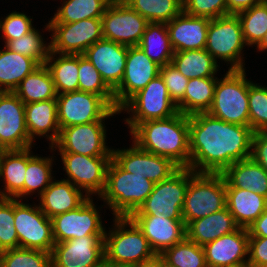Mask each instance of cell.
Instances as JSON below:
<instances>
[{
	"label": "cell",
	"instance_id": "obj_28",
	"mask_svg": "<svg viewBox=\"0 0 267 267\" xmlns=\"http://www.w3.org/2000/svg\"><path fill=\"white\" fill-rule=\"evenodd\" d=\"M25 121L26 127L33 141L34 135L44 136L52 131L49 136L51 149L58 140L60 127L57 119V99L33 102L25 104Z\"/></svg>",
	"mask_w": 267,
	"mask_h": 267
},
{
	"label": "cell",
	"instance_id": "obj_35",
	"mask_svg": "<svg viewBox=\"0 0 267 267\" xmlns=\"http://www.w3.org/2000/svg\"><path fill=\"white\" fill-rule=\"evenodd\" d=\"M171 64L188 79L214 77L218 67L205 49L174 52Z\"/></svg>",
	"mask_w": 267,
	"mask_h": 267
},
{
	"label": "cell",
	"instance_id": "obj_57",
	"mask_svg": "<svg viewBox=\"0 0 267 267\" xmlns=\"http://www.w3.org/2000/svg\"><path fill=\"white\" fill-rule=\"evenodd\" d=\"M161 267H173V266H170L168 263H166V262L161 258Z\"/></svg>",
	"mask_w": 267,
	"mask_h": 267
},
{
	"label": "cell",
	"instance_id": "obj_17",
	"mask_svg": "<svg viewBox=\"0 0 267 267\" xmlns=\"http://www.w3.org/2000/svg\"><path fill=\"white\" fill-rule=\"evenodd\" d=\"M106 131L103 121L74 125L60 129L58 140L54 143L60 153H77L86 156H112L106 147Z\"/></svg>",
	"mask_w": 267,
	"mask_h": 267
},
{
	"label": "cell",
	"instance_id": "obj_20",
	"mask_svg": "<svg viewBox=\"0 0 267 267\" xmlns=\"http://www.w3.org/2000/svg\"><path fill=\"white\" fill-rule=\"evenodd\" d=\"M133 144L129 149L112 150V159L123 170L143 176L157 184L168 179L179 169L169 158L149 153Z\"/></svg>",
	"mask_w": 267,
	"mask_h": 267
},
{
	"label": "cell",
	"instance_id": "obj_11",
	"mask_svg": "<svg viewBox=\"0 0 267 267\" xmlns=\"http://www.w3.org/2000/svg\"><path fill=\"white\" fill-rule=\"evenodd\" d=\"M14 226L19 247L51 253L55 244L52 220L39 206L31 207L14 198Z\"/></svg>",
	"mask_w": 267,
	"mask_h": 267
},
{
	"label": "cell",
	"instance_id": "obj_39",
	"mask_svg": "<svg viewBox=\"0 0 267 267\" xmlns=\"http://www.w3.org/2000/svg\"><path fill=\"white\" fill-rule=\"evenodd\" d=\"M173 267H208L203 246L185 238L159 255Z\"/></svg>",
	"mask_w": 267,
	"mask_h": 267
},
{
	"label": "cell",
	"instance_id": "obj_56",
	"mask_svg": "<svg viewBox=\"0 0 267 267\" xmlns=\"http://www.w3.org/2000/svg\"><path fill=\"white\" fill-rule=\"evenodd\" d=\"M131 0H109L110 3L115 4H128Z\"/></svg>",
	"mask_w": 267,
	"mask_h": 267
},
{
	"label": "cell",
	"instance_id": "obj_54",
	"mask_svg": "<svg viewBox=\"0 0 267 267\" xmlns=\"http://www.w3.org/2000/svg\"><path fill=\"white\" fill-rule=\"evenodd\" d=\"M134 267H161V257L156 256L154 259L141 263Z\"/></svg>",
	"mask_w": 267,
	"mask_h": 267
},
{
	"label": "cell",
	"instance_id": "obj_53",
	"mask_svg": "<svg viewBox=\"0 0 267 267\" xmlns=\"http://www.w3.org/2000/svg\"><path fill=\"white\" fill-rule=\"evenodd\" d=\"M228 14H237L243 10L249 9L262 3V0H226Z\"/></svg>",
	"mask_w": 267,
	"mask_h": 267
},
{
	"label": "cell",
	"instance_id": "obj_36",
	"mask_svg": "<svg viewBox=\"0 0 267 267\" xmlns=\"http://www.w3.org/2000/svg\"><path fill=\"white\" fill-rule=\"evenodd\" d=\"M54 55L55 53L50 51L45 64L51 73L57 95L78 91L79 55L60 54L56 61Z\"/></svg>",
	"mask_w": 267,
	"mask_h": 267
},
{
	"label": "cell",
	"instance_id": "obj_32",
	"mask_svg": "<svg viewBox=\"0 0 267 267\" xmlns=\"http://www.w3.org/2000/svg\"><path fill=\"white\" fill-rule=\"evenodd\" d=\"M24 104L56 99L54 82L46 64L28 74L14 90Z\"/></svg>",
	"mask_w": 267,
	"mask_h": 267
},
{
	"label": "cell",
	"instance_id": "obj_33",
	"mask_svg": "<svg viewBox=\"0 0 267 267\" xmlns=\"http://www.w3.org/2000/svg\"><path fill=\"white\" fill-rule=\"evenodd\" d=\"M217 78L189 79L184 97L176 104L180 113L192 115L207 112L213 103Z\"/></svg>",
	"mask_w": 267,
	"mask_h": 267
},
{
	"label": "cell",
	"instance_id": "obj_55",
	"mask_svg": "<svg viewBox=\"0 0 267 267\" xmlns=\"http://www.w3.org/2000/svg\"><path fill=\"white\" fill-rule=\"evenodd\" d=\"M257 48L261 51L267 49V32L265 33V36L262 41L257 45Z\"/></svg>",
	"mask_w": 267,
	"mask_h": 267
},
{
	"label": "cell",
	"instance_id": "obj_47",
	"mask_svg": "<svg viewBox=\"0 0 267 267\" xmlns=\"http://www.w3.org/2000/svg\"><path fill=\"white\" fill-rule=\"evenodd\" d=\"M183 11L210 20L228 15L226 0H183Z\"/></svg>",
	"mask_w": 267,
	"mask_h": 267
},
{
	"label": "cell",
	"instance_id": "obj_8",
	"mask_svg": "<svg viewBox=\"0 0 267 267\" xmlns=\"http://www.w3.org/2000/svg\"><path fill=\"white\" fill-rule=\"evenodd\" d=\"M246 45L237 14H228L210 20L205 50L215 59L229 61V70H244L241 51Z\"/></svg>",
	"mask_w": 267,
	"mask_h": 267
},
{
	"label": "cell",
	"instance_id": "obj_18",
	"mask_svg": "<svg viewBox=\"0 0 267 267\" xmlns=\"http://www.w3.org/2000/svg\"><path fill=\"white\" fill-rule=\"evenodd\" d=\"M160 74V66L138 46H128L126 66L120 85L113 91L115 109L120 108L138 91Z\"/></svg>",
	"mask_w": 267,
	"mask_h": 267
},
{
	"label": "cell",
	"instance_id": "obj_21",
	"mask_svg": "<svg viewBox=\"0 0 267 267\" xmlns=\"http://www.w3.org/2000/svg\"><path fill=\"white\" fill-rule=\"evenodd\" d=\"M128 46L102 38L82 54L114 91L121 83L126 66Z\"/></svg>",
	"mask_w": 267,
	"mask_h": 267
},
{
	"label": "cell",
	"instance_id": "obj_16",
	"mask_svg": "<svg viewBox=\"0 0 267 267\" xmlns=\"http://www.w3.org/2000/svg\"><path fill=\"white\" fill-rule=\"evenodd\" d=\"M55 243H61L87 235H105L102 221L92 199L88 197L74 210L51 218Z\"/></svg>",
	"mask_w": 267,
	"mask_h": 267
},
{
	"label": "cell",
	"instance_id": "obj_41",
	"mask_svg": "<svg viewBox=\"0 0 267 267\" xmlns=\"http://www.w3.org/2000/svg\"><path fill=\"white\" fill-rule=\"evenodd\" d=\"M79 91L101 96L112 108H115L113 91L103 81L93 64L82 54L79 55Z\"/></svg>",
	"mask_w": 267,
	"mask_h": 267
},
{
	"label": "cell",
	"instance_id": "obj_60",
	"mask_svg": "<svg viewBox=\"0 0 267 267\" xmlns=\"http://www.w3.org/2000/svg\"><path fill=\"white\" fill-rule=\"evenodd\" d=\"M3 151H4V149L0 146V158H1Z\"/></svg>",
	"mask_w": 267,
	"mask_h": 267
},
{
	"label": "cell",
	"instance_id": "obj_6",
	"mask_svg": "<svg viewBox=\"0 0 267 267\" xmlns=\"http://www.w3.org/2000/svg\"><path fill=\"white\" fill-rule=\"evenodd\" d=\"M249 81L244 70H228L223 80H217L210 115L225 122L249 126Z\"/></svg>",
	"mask_w": 267,
	"mask_h": 267
},
{
	"label": "cell",
	"instance_id": "obj_25",
	"mask_svg": "<svg viewBox=\"0 0 267 267\" xmlns=\"http://www.w3.org/2000/svg\"><path fill=\"white\" fill-rule=\"evenodd\" d=\"M226 207L240 228L248 227L267 209V198L226 181Z\"/></svg>",
	"mask_w": 267,
	"mask_h": 267
},
{
	"label": "cell",
	"instance_id": "obj_49",
	"mask_svg": "<svg viewBox=\"0 0 267 267\" xmlns=\"http://www.w3.org/2000/svg\"><path fill=\"white\" fill-rule=\"evenodd\" d=\"M170 98L177 104L185 94L189 79L183 76L171 63L160 67Z\"/></svg>",
	"mask_w": 267,
	"mask_h": 267
},
{
	"label": "cell",
	"instance_id": "obj_14",
	"mask_svg": "<svg viewBox=\"0 0 267 267\" xmlns=\"http://www.w3.org/2000/svg\"><path fill=\"white\" fill-rule=\"evenodd\" d=\"M103 37L126 46H138L149 23L128 4L110 3L103 16Z\"/></svg>",
	"mask_w": 267,
	"mask_h": 267
},
{
	"label": "cell",
	"instance_id": "obj_7",
	"mask_svg": "<svg viewBox=\"0 0 267 267\" xmlns=\"http://www.w3.org/2000/svg\"><path fill=\"white\" fill-rule=\"evenodd\" d=\"M189 183V168H179L168 179L154 185L140 208L130 216H159L183 220L182 208Z\"/></svg>",
	"mask_w": 267,
	"mask_h": 267
},
{
	"label": "cell",
	"instance_id": "obj_46",
	"mask_svg": "<svg viewBox=\"0 0 267 267\" xmlns=\"http://www.w3.org/2000/svg\"><path fill=\"white\" fill-rule=\"evenodd\" d=\"M18 247L14 226V198L0 197V252Z\"/></svg>",
	"mask_w": 267,
	"mask_h": 267
},
{
	"label": "cell",
	"instance_id": "obj_22",
	"mask_svg": "<svg viewBox=\"0 0 267 267\" xmlns=\"http://www.w3.org/2000/svg\"><path fill=\"white\" fill-rule=\"evenodd\" d=\"M249 233L246 228L223 235L203 246L208 267H240L248 263Z\"/></svg>",
	"mask_w": 267,
	"mask_h": 267
},
{
	"label": "cell",
	"instance_id": "obj_59",
	"mask_svg": "<svg viewBox=\"0 0 267 267\" xmlns=\"http://www.w3.org/2000/svg\"><path fill=\"white\" fill-rule=\"evenodd\" d=\"M0 267H3V262H2V258H1V253H0Z\"/></svg>",
	"mask_w": 267,
	"mask_h": 267
},
{
	"label": "cell",
	"instance_id": "obj_37",
	"mask_svg": "<svg viewBox=\"0 0 267 267\" xmlns=\"http://www.w3.org/2000/svg\"><path fill=\"white\" fill-rule=\"evenodd\" d=\"M109 0H68L58 8L49 23H72L84 19L101 18Z\"/></svg>",
	"mask_w": 267,
	"mask_h": 267
},
{
	"label": "cell",
	"instance_id": "obj_3",
	"mask_svg": "<svg viewBox=\"0 0 267 267\" xmlns=\"http://www.w3.org/2000/svg\"><path fill=\"white\" fill-rule=\"evenodd\" d=\"M155 183L123 170L113 159L107 168L106 187L100 196L115 217H129L153 191Z\"/></svg>",
	"mask_w": 267,
	"mask_h": 267
},
{
	"label": "cell",
	"instance_id": "obj_13",
	"mask_svg": "<svg viewBox=\"0 0 267 267\" xmlns=\"http://www.w3.org/2000/svg\"><path fill=\"white\" fill-rule=\"evenodd\" d=\"M67 179L78 189H84L86 196L98 193L101 196L106 187L107 168L112 156H86L77 153H60ZM88 193V195H87Z\"/></svg>",
	"mask_w": 267,
	"mask_h": 267
},
{
	"label": "cell",
	"instance_id": "obj_1",
	"mask_svg": "<svg viewBox=\"0 0 267 267\" xmlns=\"http://www.w3.org/2000/svg\"><path fill=\"white\" fill-rule=\"evenodd\" d=\"M253 133L250 126L231 124L208 112L189 115V168L196 173H223L251 157Z\"/></svg>",
	"mask_w": 267,
	"mask_h": 267
},
{
	"label": "cell",
	"instance_id": "obj_5",
	"mask_svg": "<svg viewBox=\"0 0 267 267\" xmlns=\"http://www.w3.org/2000/svg\"><path fill=\"white\" fill-rule=\"evenodd\" d=\"M225 207L226 180L222 173H196L189 168V183L182 208L185 225Z\"/></svg>",
	"mask_w": 267,
	"mask_h": 267
},
{
	"label": "cell",
	"instance_id": "obj_44",
	"mask_svg": "<svg viewBox=\"0 0 267 267\" xmlns=\"http://www.w3.org/2000/svg\"><path fill=\"white\" fill-rule=\"evenodd\" d=\"M0 253L3 267H51V255L43 250L18 247Z\"/></svg>",
	"mask_w": 267,
	"mask_h": 267
},
{
	"label": "cell",
	"instance_id": "obj_23",
	"mask_svg": "<svg viewBox=\"0 0 267 267\" xmlns=\"http://www.w3.org/2000/svg\"><path fill=\"white\" fill-rule=\"evenodd\" d=\"M128 218L142 231L157 256L186 238V225L183 220L159 216H129Z\"/></svg>",
	"mask_w": 267,
	"mask_h": 267
},
{
	"label": "cell",
	"instance_id": "obj_58",
	"mask_svg": "<svg viewBox=\"0 0 267 267\" xmlns=\"http://www.w3.org/2000/svg\"><path fill=\"white\" fill-rule=\"evenodd\" d=\"M97 267H112V266L109 265L108 263H106V262L104 261L102 264H100V265L97 266Z\"/></svg>",
	"mask_w": 267,
	"mask_h": 267
},
{
	"label": "cell",
	"instance_id": "obj_15",
	"mask_svg": "<svg viewBox=\"0 0 267 267\" xmlns=\"http://www.w3.org/2000/svg\"><path fill=\"white\" fill-rule=\"evenodd\" d=\"M105 235H87L55 243L51 267H97L105 261Z\"/></svg>",
	"mask_w": 267,
	"mask_h": 267
},
{
	"label": "cell",
	"instance_id": "obj_2",
	"mask_svg": "<svg viewBox=\"0 0 267 267\" xmlns=\"http://www.w3.org/2000/svg\"><path fill=\"white\" fill-rule=\"evenodd\" d=\"M130 131L139 148L169 158L179 168H189V115L178 112L166 119L148 120Z\"/></svg>",
	"mask_w": 267,
	"mask_h": 267
},
{
	"label": "cell",
	"instance_id": "obj_4",
	"mask_svg": "<svg viewBox=\"0 0 267 267\" xmlns=\"http://www.w3.org/2000/svg\"><path fill=\"white\" fill-rule=\"evenodd\" d=\"M115 222V230L104 236L106 263L112 267H134L157 256L148 239L131 219L115 217ZM128 224L130 229L125 230Z\"/></svg>",
	"mask_w": 267,
	"mask_h": 267
},
{
	"label": "cell",
	"instance_id": "obj_9",
	"mask_svg": "<svg viewBox=\"0 0 267 267\" xmlns=\"http://www.w3.org/2000/svg\"><path fill=\"white\" fill-rule=\"evenodd\" d=\"M131 108V109H130ZM133 112V117L126 119L132 130L137 124L166 119L177 114V105L170 98L164 79L159 74L142 90L133 95L121 108Z\"/></svg>",
	"mask_w": 267,
	"mask_h": 267
},
{
	"label": "cell",
	"instance_id": "obj_51",
	"mask_svg": "<svg viewBox=\"0 0 267 267\" xmlns=\"http://www.w3.org/2000/svg\"><path fill=\"white\" fill-rule=\"evenodd\" d=\"M251 150V158L267 171V131L253 133Z\"/></svg>",
	"mask_w": 267,
	"mask_h": 267
},
{
	"label": "cell",
	"instance_id": "obj_27",
	"mask_svg": "<svg viewBox=\"0 0 267 267\" xmlns=\"http://www.w3.org/2000/svg\"><path fill=\"white\" fill-rule=\"evenodd\" d=\"M88 196H83L80 189L70 181H52L40 195V209L50 219L80 206Z\"/></svg>",
	"mask_w": 267,
	"mask_h": 267
},
{
	"label": "cell",
	"instance_id": "obj_24",
	"mask_svg": "<svg viewBox=\"0 0 267 267\" xmlns=\"http://www.w3.org/2000/svg\"><path fill=\"white\" fill-rule=\"evenodd\" d=\"M210 19L182 11L166 23L174 52L205 49Z\"/></svg>",
	"mask_w": 267,
	"mask_h": 267
},
{
	"label": "cell",
	"instance_id": "obj_29",
	"mask_svg": "<svg viewBox=\"0 0 267 267\" xmlns=\"http://www.w3.org/2000/svg\"><path fill=\"white\" fill-rule=\"evenodd\" d=\"M27 163L28 148L3 151L0 158V177L4 178L6 192L0 191L1 198L16 199L24 196Z\"/></svg>",
	"mask_w": 267,
	"mask_h": 267
},
{
	"label": "cell",
	"instance_id": "obj_19",
	"mask_svg": "<svg viewBox=\"0 0 267 267\" xmlns=\"http://www.w3.org/2000/svg\"><path fill=\"white\" fill-rule=\"evenodd\" d=\"M26 121L25 104L14 92H0V146L4 150L32 145Z\"/></svg>",
	"mask_w": 267,
	"mask_h": 267
},
{
	"label": "cell",
	"instance_id": "obj_50",
	"mask_svg": "<svg viewBox=\"0 0 267 267\" xmlns=\"http://www.w3.org/2000/svg\"><path fill=\"white\" fill-rule=\"evenodd\" d=\"M248 267H267V237H249Z\"/></svg>",
	"mask_w": 267,
	"mask_h": 267
},
{
	"label": "cell",
	"instance_id": "obj_31",
	"mask_svg": "<svg viewBox=\"0 0 267 267\" xmlns=\"http://www.w3.org/2000/svg\"><path fill=\"white\" fill-rule=\"evenodd\" d=\"M39 66L34 59L5 46L4 51L0 50V92H14L20 82Z\"/></svg>",
	"mask_w": 267,
	"mask_h": 267
},
{
	"label": "cell",
	"instance_id": "obj_52",
	"mask_svg": "<svg viewBox=\"0 0 267 267\" xmlns=\"http://www.w3.org/2000/svg\"><path fill=\"white\" fill-rule=\"evenodd\" d=\"M249 237H267V209L248 227Z\"/></svg>",
	"mask_w": 267,
	"mask_h": 267
},
{
	"label": "cell",
	"instance_id": "obj_10",
	"mask_svg": "<svg viewBox=\"0 0 267 267\" xmlns=\"http://www.w3.org/2000/svg\"><path fill=\"white\" fill-rule=\"evenodd\" d=\"M56 99L60 129L103 120L120 112L94 93L78 90L58 94Z\"/></svg>",
	"mask_w": 267,
	"mask_h": 267
},
{
	"label": "cell",
	"instance_id": "obj_42",
	"mask_svg": "<svg viewBox=\"0 0 267 267\" xmlns=\"http://www.w3.org/2000/svg\"><path fill=\"white\" fill-rule=\"evenodd\" d=\"M30 149L31 147L28 148V163L24 179V196L30 195V193H33L39 188H41L39 190L41 195L52 182V159L31 156L29 152Z\"/></svg>",
	"mask_w": 267,
	"mask_h": 267
},
{
	"label": "cell",
	"instance_id": "obj_38",
	"mask_svg": "<svg viewBox=\"0 0 267 267\" xmlns=\"http://www.w3.org/2000/svg\"><path fill=\"white\" fill-rule=\"evenodd\" d=\"M128 5L148 22L168 23L183 11V0H131Z\"/></svg>",
	"mask_w": 267,
	"mask_h": 267
},
{
	"label": "cell",
	"instance_id": "obj_30",
	"mask_svg": "<svg viewBox=\"0 0 267 267\" xmlns=\"http://www.w3.org/2000/svg\"><path fill=\"white\" fill-rule=\"evenodd\" d=\"M222 175L232 187L248 189L267 198V171L251 157L233 163Z\"/></svg>",
	"mask_w": 267,
	"mask_h": 267
},
{
	"label": "cell",
	"instance_id": "obj_43",
	"mask_svg": "<svg viewBox=\"0 0 267 267\" xmlns=\"http://www.w3.org/2000/svg\"><path fill=\"white\" fill-rule=\"evenodd\" d=\"M9 50L34 59L39 65L45 64L51 46L43 43L42 36L35 28L19 39H13L5 45Z\"/></svg>",
	"mask_w": 267,
	"mask_h": 267
},
{
	"label": "cell",
	"instance_id": "obj_45",
	"mask_svg": "<svg viewBox=\"0 0 267 267\" xmlns=\"http://www.w3.org/2000/svg\"><path fill=\"white\" fill-rule=\"evenodd\" d=\"M249 126L253 132L267 131V87L249 81Z\"/></svg>",
	"mask_w": 267,
	"mask_h": 267
},
{
	"label": "cell",
	"instance_id": "obj_12",
	"mask_svg": "<svg viewBox=\"0 0 267 267\" xmlns=\"http://www.w3.org/2000/svg\"><path fill=\"white\" fill-rule=\"evenodd\" d=\"M47 30L54 31L51 52L81 55L103 37L101 18L84 19L72 23H48Z\"/></svg>",
	"mask_w": 267,
	"mask_h": 267
},
{
	"label": "cell",
	"instance_id": "obj_26",
	"mask_svg": "<svg viewBox=\"0 0 267 267\" xmlns=\"http://www.w3.org/2000/svg\"><path fill=\"white\" fill-rule=\"evenodd\" d=\"M233 215L225 207L221 211L191 221L186 226V238L200 246L237 230Z\"/></svg>",
	"mask_w": 267,
	"mask_h": 267
},
{
	"label": "cell",
	"instance_id": "obj_40",
	"mask_svg": "<svg viewBox=\"0 0 267 267\" xmlns=\"http://www.w3.org/2000/svg\"><path fill=\"white\" fill-rule=\"evenodd\" d=\"M247 45H258L267 32V2L237 13Z\"/></svg>",
	"mask_w": 267,
	"mask_h": 267
},
{
	"label": "cell",
	"instance_id": "obj_34",
	"mask_svg": "<svg viewBox=\"0 0 267 267\" xmlns=\"http://www.w3.org/2000/svg\"><path fill=\"white\" fill-rule=\"evenodd\" d=\"M138 47L160 67L170 64L174 55L166 23L149 22Z\"/></svg>",
	"mask_w": 267,
	"mask_h": 267
},
{
	"label": "cell",
	"instance_id": "obj_48",
	"mask_svg": "<svg viewBox=\"0 0 267 267\" xmlns=\"http://www.w3.org/2000/svg\"><path fill=\"white\" fill-rule=\"evenodd\" d=\"M3 21H0V29L4 33L5 44L23 37L34 29L32 20L24 13H10Z\"/></svg>",
	"mask_w": 267,
	"mask_h": 267
}]
</instances>
